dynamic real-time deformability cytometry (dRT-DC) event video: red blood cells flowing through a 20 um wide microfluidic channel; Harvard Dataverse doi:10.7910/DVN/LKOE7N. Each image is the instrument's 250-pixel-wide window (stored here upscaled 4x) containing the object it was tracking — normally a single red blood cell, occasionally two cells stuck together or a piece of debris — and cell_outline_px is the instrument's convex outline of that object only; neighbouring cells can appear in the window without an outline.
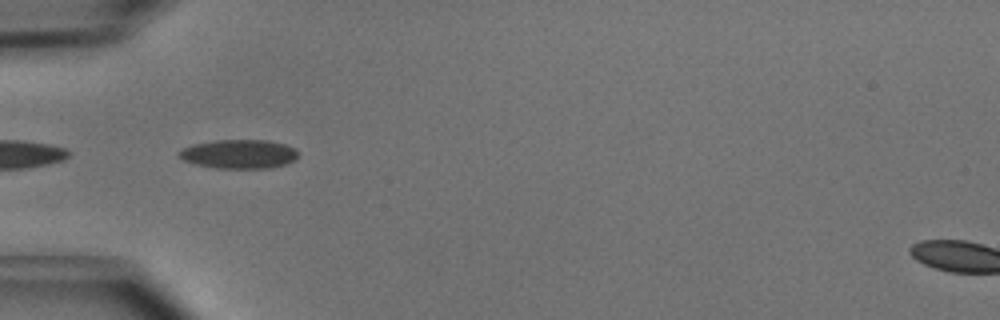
{"species": "common noctule bat (a hibernating species)", "species_latin": "Nyctalus noctula", "temperature_condition": "cold", "stored_images_in_passage": 5, "camera_frame_rate_fps": 3000, "um_per_image_px": 0.085, "animal": {"sex": "male", "body_mass_g": 15.6}, "frame": {"image": 1, "passage_image": 3, "time_ms": 0.667, "image_size_px": [1000, 320], "cell_outline_px": [[296, 156], [292, 160], [284, 164], [268, 168], [216, 168], [196, 164], [184, 160], [176, 156], [176, 152], [192, 144], [216, 140], [264, 140], [284, 144], [296, 148]], "centroid_in_image_um": [20.24, 13.09], "position_along_channel_um": 64.8, "area_um2": 19.94}}
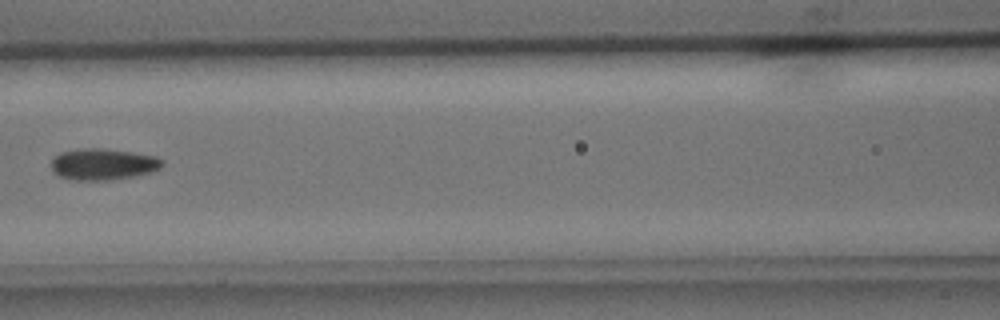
{"frame": {"image": 2, "passage_image": 5, "time_ms": 1.333, "image_size_px": [1000, 320], "cell_outline_px": [[164, 164], [160, 168], [152, 172], [136, 176], [108, 180], [72, 180], [60, 176], [52, 172], [52, 160], [60, 152], [80, 148], [100, 148], [132, 152], [156, 156], [164, 160]], "centroid_in_image_um": [8.78, 13.96], "position_along_channel_um": 157.8, "area_um2": 20.46}}